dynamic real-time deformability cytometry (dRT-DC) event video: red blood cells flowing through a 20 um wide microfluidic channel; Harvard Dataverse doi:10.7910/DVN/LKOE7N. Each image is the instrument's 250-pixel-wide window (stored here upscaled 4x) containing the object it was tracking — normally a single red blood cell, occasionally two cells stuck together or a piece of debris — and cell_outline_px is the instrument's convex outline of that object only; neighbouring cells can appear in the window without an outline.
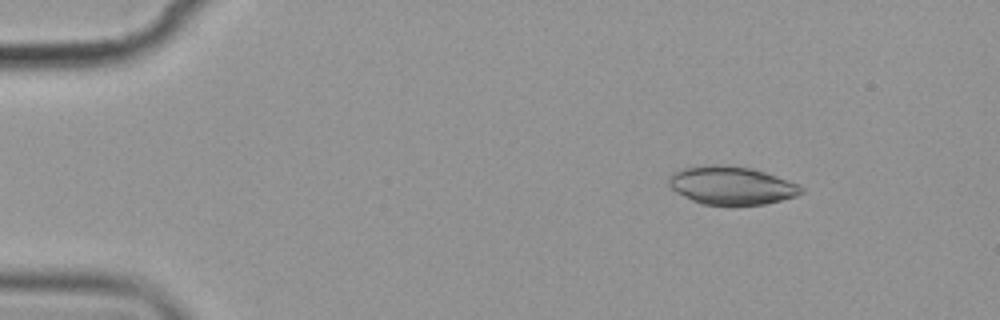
{"species": "common noctule bat (a hibernating species)", "species_latin": "Nyctalus noctula", "temperature_condition": "cold", "stored_images_in_passage": 10, "camera_frame_rate_fps": 3000, "um_per_image_px": 0.085, "animal": {"sex": "female", "body_mass_g": 19.9}, "frame": {"image": 1, "passage_image": 2, "time_ms": 1.333, "image_size_px": [1000, 320], "cell_outline_px": [[804, 192], [796, 196], [764, 204], [700, 204], [676, 192], [668, 184], [668, 180], [672, 172], [680, 168], [704, 164], [728, 164], [752, 168], [776, 176], [796, 184], [804, 188]], "centroid_in_image_um": [62.12, 15.73], "position_along_channel_um": 22.9, "area_um2": 29.48}}
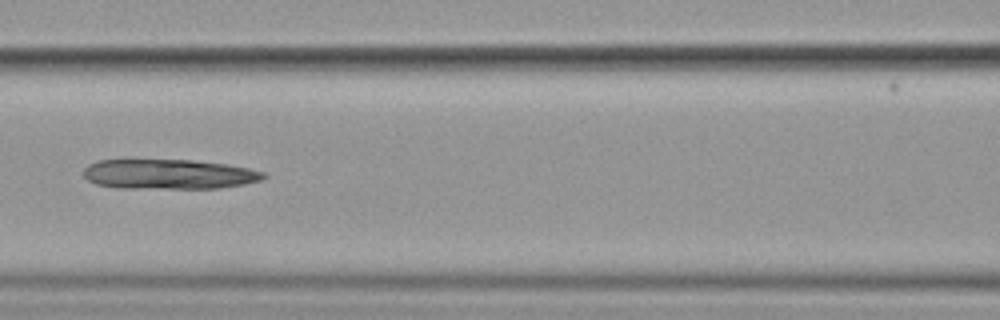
{"frame": {"image": 2, "passage_image": 7, "time_ms": 7.333, "image_size_px": [1000, 320], "cell_outline_px": [[268, 176], [260, 180], [244, 184], [220, 188], [116, 188], [96, 184], [88, 180], [84, 176], [84, 168], [88, 164], [96, 160], [192, 160], [224, 164], [248, 168], [264, 172]], "centroid_in_image_um": [14.33, 14.81], "position_along_channel_um": 152.3, "area_um2": 31.33}}
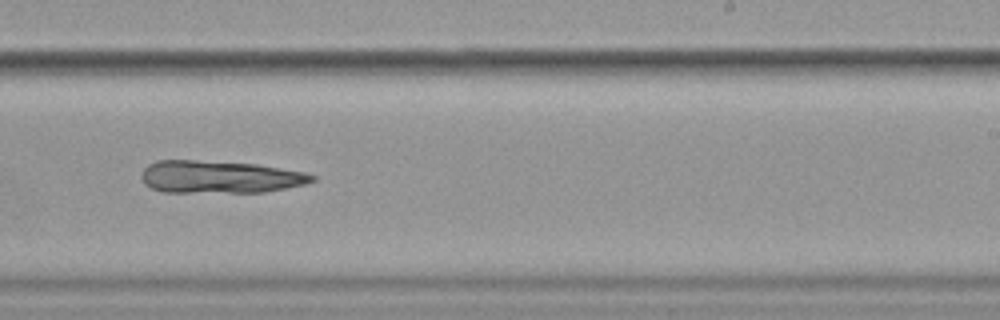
{"frame": {"image": 3, "passage_image": 10, "time_ms": 10.667, "image_size_px": [1000, 320], "cell_outline_px": [[316, 180], [304, 184], [264, 192], [164, 192], [152, 188], [144, 184], [140, 176], [144, 168], [148, 164], [156, 160], [196, 160], [256, 164], [304, 172], [316, 176]], "centroid_in_image_um": [18.64, 15.03], "position_along_channel_um": 270.4, "area_um2": 32.31}}